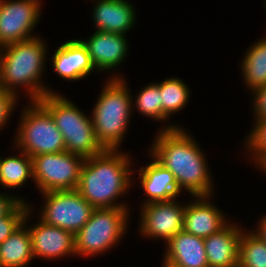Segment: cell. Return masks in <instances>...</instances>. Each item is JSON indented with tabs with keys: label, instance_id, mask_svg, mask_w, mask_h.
<instances>
[{
	"label": "cell",
	"instance_id": "obj_10",
	"mask_svg": "<svg viewBox=\"0 0 266 267\" xmlns=\"http://www.w3.org/2000/svg\"><path fill=\"white\" fill-rule=\"evenodd\" d=\"M41 0H0V47L37 37Z\"/></svg>",
	"mask_w": 266,
	"mask_h": 267
},
{
	"label": "cell",
	"instance_id": "obj_20",
	"mask_svg": "<svg viewBox=\"0 0 266 267\" xmlns=\"http://www.w3.org/2000/svg\"><path fill=\"white\" fill-rule=\"evenodd\" d=\"M34 259L29 228L23 222L0 244V267H29Z\"/></svg>",
	"mask_w": 266,
	"mask_h": 267
},
{
	"label": "cell",
	"instance_id": "obj_31",
	"mask_svg": "<svg viewBox=\"0 0 266 267\" xmlns=\"http://www.w3.org/2000/svg\"><path fill=\"white\" fill-rule=\"evenodd\" d=\"M256 224V229H252V231L266 242V214Z\"/></svg>",
	"mask_w": 266,
	"mask_h": 267
},
{
	"label": "cell",
	"instance_id": "obj_16",
	"mask_svg": "<svg viewBox=\"0 0 266 267\" xmlns=\"http://www.w3.org/2000/svg\"><path fill=\"white\" fill-rule=\"evenodd\" d=\"M147 155L152 158L149 159L151 162L141 166L138 170L133 169V175L139 173L137 181L144 191L143 196L146 197L141 204L169 201L182 195L171 171L161 165L149 152Z\"/></svg>",
	"mask_w": 266,
	"mask_h": 267
},
{
	"label": "cell",
	"instance_id": "obj_21",
	"mask_svg": "<svg viewBox=\"0 0 266 267\" xmlns=\"http://www.w3.org/2000/svg\"><path fill=\"white\" fill-rule=\"evenodd\" d=\"M242 57L240 71L248 92L266 85V34L253 42Z\"/></svg>",
	"mask_w": 266,
	"mask_h": 267
},
{
	"label": "cell",
	"instance_id": "obj_23",
	"mask_svg": "<svg viewBox=\"0 0 266 267\" xmlns=\"http://www.w3.org/2000/svg\"><path fill=\"white\" fill-rule=\"evenodd\" d=\"M190 94L189 86L179 77H169L160 81L163 123H167L171 115L179 113L188 105Z\"/></svg>",
	"mask_w": 266,
	"mask_h": 267
},
{
	"label": "cell",
	"instance_id": "obj_1",
	"mask_svg": "<svg viewBox=\"0 0 266 267\" xmlns=\"http://www.w3.org/2000/svg\"><path fill=\"white\" fill-rule=\"evenodd\" d=\"M181 124L162 125L148 151L174 175L180 191L192 197L214 196V178L206 154Z\"/></svg>",
	"mask_w": 266,
	"mask_h": 267
},
{
	"label": "cell",
	"instance_id": "obj_9",
	"mask_svg": "<svg viewBox=\"0 0 266 267\" xmlns=\"http://www.w3.org/2000/svg\"><path fill=\"white\" fill-rule=\"evenodd\" d=\"M41 195L44 201L37 219L74 235L88 222L94 209L77 189L48 191Z\"/></svg>",
	"mask_w": 266,
	"mask_h": 267
},
{
	"label": "cell",
	"instance_id": "obj_7",
	"mask_svg": "<svg viewBox=\"0 0 266 267\" xmlns=\"http://www.w3.org/2000/svg\"><path fill=\"white\" fill-rule=\"evenodd\" d=\"M20 111L13 144L31 158L65 151L62 133L49 111L39 101H27Z\"/></svg>",
	"mask_w": 266,
	"mask_h": 267
},
{
	"label": "cell",
	"instance_id": "obj_8",
	"mask_svg": "<svg viewBox=\"0 0 266 267\" xmlns=\"http://www.w3.org/2000/svg\"><path fill=\"white\" fill-rule=\"evenodd\" d=\"M33 183L39 193L77 189L85 158L67 151L32 157Z\"/></svg>",
	"mask_w": 266,
	"mask_h": 267
},
{
	"label": "cell",
	"instance_id": "obj_28",
	"mask_svg": "<svg viewBox=\"0 0 266 267\" xmlns=\"http://www.w3.org/2000/svg\"><path fill=\"white\" fill-rule=\"evenodd\" d=\"M19 98L0 87V131L10 122L13 111L19 105Z\"/></svg>",
	"mask_w": 266,
	"mask_h": 267
},
{
	"label": "cell",
	"instance_id": "obj_29",
	"mask_svg": "<svg viewBox=\"0 0 266 267\" xmlns=\"http://www.w3.org/2000/svg\"><path fill=\"white\" fill-rule=\"evenodd\" d=\"M252 111L254 119H266V85L254 89L252 92Z\"/></svg>",
	"mask_w": 266,
	"mask_h": 267
},
{
	"label": "cell",
	"instance_id": "obj_19",
	"mask_svg": "<svg viewBox=\"0 0 266 267\" xmlns=\"http://www.w3.org/2000/svg\"><path fill=\"white\" fill-rule=\"evenodd\" d=\"M164 246L163 259L177 267H209L204 238L181 230Z\"/></svg>",
	"mask_w": 266,
	"mask_h": 267
},
{
	"label": "cell",
	"instance_id": "obj_22",
	"mask_svg": "<svg viewBox=\"0 0 266 267\" xmlns=\"http://www.w3.org/2000/svg\"><path fill=\"white\" fill-rule=\"evenodd\" d=\"M18 155L0 157V186L9 189H20L33 178V161L25 152L17 149Z\"/></svg>",
	"mask_w": 266,
	"mask_h": 267
},
{
	"label": "cell",
	"instance_id": "obj_24",
	"mask_svg": "<svg viewBox=\"0 0 266 267\" xmlns=\"http://www.w3.org/2000/svg\"><path fill=\"white\" fill-rule=\"evenodd\" d=\"M238 267H266V242L247 228L240 236Z\"/></svg>",
	"mask_w": 266,
	"mask_h": 267
},
{
	"label": "cell",
	"instance_id": "obj_13",
	"mask_svg": "<svg viewBox=\"0 0 266 267\" xmlns=\"http://www.w3.org/2000/svg\"><path fill=\"white\" fill-rule=\"evenodd\" d=\"M79 40L87 48L97 72L111 74L107 78H123L122 74L115 72L128 56L130 45L125 34L95 30L85 40L80 38Z\"/></svg>",
	"mask_w": 266,
	"mask_h": 267
},
{
	"label": "cell",
	"instance_id": "obj_25",
	"mask_svg": "<svg viewBox=\"0 0 266 267\" xmlns=\"http://www.w3.org/2000/svg\"><path fill=\"white\" fill-rule=\"evenodd\" d=\"M139 92V93H138ZM136 97L132 96V107L138 114L146 118L163 123V110L160 98V82H151L138 91Z\"/></svg>",
	"mask_w": 266,
	"mask_h": 267
},
{
	"label": "cell",
	"instance_id": "obj_3",
	"mask_svg": "<svg viewBox=\"0 0 266 267\" xmlns=\"http://www.w3.org/2000/svg\"><path fill=\"white\" fill-rule=\"evenodd\" d=\"M47 46L39 35L0 47V87L19 99L20 92L23 93L19 90L24 89L28 101H38L48 93H56L42 80L49 54Z\"/></svg>",
	"mask_w": 266,
	"mask_h": 267
},
{
	"label": "cell",
	"instance_id": "obj_2",
	"mask_svg": "<svg viewBox=\"0 0 266 267\" xmlns=\"http://www.w3.org/2000/svg\"><path fill=\"white\" fill-rule=\"evenodd\" d=\"M132 161L127 152L107 149L85 159L77 190L94 208H130L117 201L135 185Z\"/></svg>",
	"mask_w": 266,
	"mask_h": 267
},
{
	"label": "cell",
	"instance_id": "obj_32",
	"mask_svg": "<svg viewBox=\"0 0 266 267\" xmlns=\"http://www.w3.org/2000/svg\"><path fill=\"white\" fill-rule=\"evenodd\" d=\"M162 260L163 261L161 262L162 263L161 267H177L176 265L171 264L170 262H168V261H166L164 259H162Z\"/></svg>",
	"mask_w": 266,
	"mask_h": 267
},
{
	"label": "cell",
	"instance_id": "obj_26",
	"mask_svg": "<svg viewBox=\"0 0 266 267\" xmlns=\"http://www.w3.org/2000/svg\"><path fill=\"white\" fill-rule=\"evenodd\" d=\"M253 126L248 136L244 139L243 146L246 147L247 156L256 166L255 169L266 171V119H254Z\"/></svg>",
	"mask_w": 266,
	"mask_h": 267
},
{
	"label": "cell",
	"instance_id": "obj_27",
	"mask_svg": "<svg viewBox=\"0 0 266 267\" xmlns=\"http://www.w3.org/2000/svg\"><path fill=\"white\" fill-rule=\"evenodd\" d=\"M30 202H22L9 216L0 217V244L4 242L23 222Z\"/></svg>",
	"mask_w": 266,
	"mask_h": 267
},
{
	"label": "cell",
	"instance_id": "obj_11",
	"mask_svg": "<svg viewBox=\"0 0 266 267\" xmlns=\"http://www.w3.org/2000/svg\"><path fill=\"white\" fill-rule=\"evenodd\" d=\"M176 199L155 201L140 206L138 233L143 239H161L166 244L183 230L185 203Z\"/></svg>",
	"mask_w": 266,
	"mask_h": 267
},
{
	"label": "cell",
	"instance_id": "obj_18",
	"mask_svg": "<svg viewBox=\"0 0 266 267\" xmlns=\"http://www.w3.org/2000/svg\"><path fill=\"white\" fill-rule=\"evenodd\" d=\"M228 223L217 233L204 238L209 267H238L239 241L242 226Z\"/></svg>",
	"mask_w": 266,
	"mask_h": 267
},
{
	"label": "cell",
	"instance_id": "obj_5",
	"mask_svg": "<svg viewBox=\"0 0 266 267\" xmlns=\"http://www.w3.org/2000/svg\"><path fill=\"white\" fill-rule=\"evenodd\" d=\"M52 116L62 133L65 151L85 159L104 151L98 142L90 114H85L63 94L48 93L38 100Z\"/></svg>",
	"mask_w": 266,
	"mask_h": 267
},
{
	"label": "cell",
	"instance_id": "obj_17",
	"mask_svg": "<svg viewBox=\"0 0 266 267\" xmlns=\"http://www.w3.org/2000/svg\"><path fill=\"white\" fill-rule=\"evenodd\" d=\"M91 11L96 31L125 34L135 27L137 11L129 0H95Z\"/></svg>",
	"mask_w": 266,
	"mask_h": 267
},
{
	"label": "cell",
	"instance_id": "obj_15",
	"mask_svg": "<svg viewBox=\"0 0 266 267\" xmlns=\"http://www.w3.org/2000/svg\"><path fill=\"white\" fill-rule=\"evenodd\" d=\"M56 48L49 61L59 78L76 82L97 71L87 48L79 39H68Z\"/></svg>",
	"mask_w": 266,
	"mask_h": 267
},
{
	"label": "cell",
	"instance_id": "obj_30",
	"mask_svg": "<svg viewBox=\"0 0 266 267\" xmlns=\"http://www.w3.org/2000/svg\"><path fill=\"white\" fill-rule=\"evenodd\" d=\"M0 192V217L9 216L23 201L28 202L22 196Z\"/></svg>",
	"mask_w": 266,
	"mask_h": 267
},
{
	"label": "cell",
	"instance_id": "obj_12",
	"mask_svg": "<svg viewBox=\"0 0 266 267\" xmlns=\"http://www.w3.org/2000/svg\"><path fill=\"white\" fill-rule=\"evenodd\" d=\"M34 211L30 204L24 223L28 224L35 259L53 261L76 257L74 234L62 228L45 224L40 219L36 224L29 225Z\"/></svg>",
	"mask_w": 266,
	"mask_h": 267
},
{
	"label": "cell",
	"instance_id": "obj_6",
	"mask_svg": "<svg viewBox=\"0 0 266 267\" xmlns=\"http://www.w3.org/2000/svg\"><path fill=\"white\" fill-rule=\"evenodd\" d=\"M130 208H94L90 219L74 235L77 257L104 255L118 246L129 228Z\"/></svg>",
	"mask_w": 266,
	"mask_h": 267
},
{
	"label": "cell",
	"instance_id": "obj_14",
	"mask_svg": "<svg viewBox=\"0 0 266 267\" xmlns=\"http://www.w3.org/2000/svg\"><path fill=\"white\" fill-rule=\"evenodd\" d=\"M212 197V195L195 196L191 198L193 200L185 203L183 230L206 238L231 222L222 209L213 204Z\"/></svg>",
	"mask_w": 266,
	"mask_h": 267
},
{
	"label": "cell",
	"instance_id": "obj_4",
	"mask_svg": "<svg viewBox=\"0 0 266 267\" xmlns=\"http://www.w3.org/2000/svg\"><path fill=\"white\" fill-rule=\"evenodd\" d=\"M91 113L95 135L107 150H121L132 119V92L123 78H108Z\"/></svg>",
	"mask_w": 266,
	"mask_h": 267
},
{
	"label": "cell",
	"instance_id": "obj_33",
	"mask_svg": "<svg viewBox=\"0 0 266 267\" xmlns=\"http://www.w3.org/2000/svg\"><path fill=\"white\" fill-rule=\"evenodd\" d=\"M263 1H264V4L263 5H265L264 8L266 9V0H263Z\"/></svg>",
	"mask_w": 266,
	"mask_h": 267
}]
</instances>
